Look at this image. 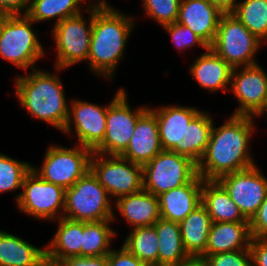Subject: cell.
Here are the masks:
<instances>
[{"instance_id":"1","label":"cell","mask_w":267,"mask_h":266,"mask_svg":"<svg viewBox=\"0 0 267 266\" xmlns=\"http://www.w3.org/2000/svg\"><path fill=\"white\" fill-rule=\"evenodd\" d=\"M253 119L232 114L220 127L213 124L209 143L197 164V174L203 180H218L223 175L255 166L249 152V140L255 129Z\"/></svg>"},{"instance_id":"2","label":"cell","mask_w":267,"mask_h":266,"mask_svg":"<svg viewBox=\"0 0 267 266\" xmlns=\"http://www.w3.org/2000/svg\"><path fill=\"white\" fill-rule=\"evenodd\" d=\"M112 8L106 0L93 3V27L88 54L89 68L112 79L134 27V18Z\"/></svg>"},{"instance_id":"3","label":"cell","mask_w":267,"mask_h":266,"mask_svg":"<svg viewBox=\"0 0 267 266\" xmlns=\"http://www.w3.org/2000/svg\"><path fill=\"white\" fill-rule=\"evenodd\" d=\"M33 68L25 76H16L15 95L28 113L63 131L69 105L59 76Z\"/></svg>"},{"instance_id":"4","label":"cell","mask_w":267,"mask_h":266,"mask_svg":"<svg viewBox=\"0 0 267 266\" xmlns=\"http://www.w3.org/2000/svg\"><path fill=\"white\" fill-rule=\"evenodd\" d=\"M107 190L89 170L72 187L65 189L63 217L81 222L114 220Z\"/></svg>"},{"instance_id":"5","label":"cell","mask_w":267,"mask_h":266,"mask_svg":"<svg viewBox=\"0 0 267 266\" xmlns=\"http://www.w3.org/2000/svg\"><path fill=\"white\" fill-rule=\"evenodd\" d=\"M261 43L233 13H228L221 16L210 48L232 68H237L257 64L255 54Z\"/></svg>"},{"instance_id":"6","label":"cell","mask_w":267,"mask_h":266,"mask_svg":"<svg viewBox=\"0 0 267 266\" xmlns=\"http://www.w3.org/2000/svg\"><path fill=\"white\" fill-rule=\"evenodd\" d=\"M197 175V164L189 157L162 150L142 166L143 189L156 197L189 183Z\"/></svg>"},{"instance_id":"7","label":"cell","mask_w":267,"mask_h":266,"mask_svg":"<svg viewBox=\"0 0 267 266\" xmlns=\"http://www.w3.org/2000/svg\"><path fill=\"white\" fill-rule=\"evenodd\" d=\"M35 22L27 15H11L0 36V57L20 69H32L45 55L42 44L37 39Z\"/></svg>"},{"instance_id":"8","label":"cell","mask_w":267,"mask_h":266,"mask_svg":"<svg viewBox=\"0 0 267 266\" xmlns=\"http://www.w3.org/2000/svg\"><path fill=\"white\" fill-rule=\"evenodd\" d=\"M87 11L90 16L89 23L85 21L83 13H80L53 26L52 32L57 49L55 68L58 71L88 59L93 27V4L87 7Z\"/></svg>"},{"instance_id":"9","label":"cell","mask_w":267,"mask_h":266,"mask_svg":"<svg viewBox=\"0 0 267 266\" xmlns=\"http://www.w3.org/2000/svg\"><path fill=\"white\" fill-rule=\"evenodd\" d=\"M92 154V150L79 144L72 149L53 144L46 150L42 167L32 168L45 181L67 189L90 170Z\"/></svg>"},{"instance_id":"10","label":"cell","mask_w":267,"mask_h":266,"mask_svg":"<svg viewBox=\"0 0 267 266\" xmlns=\"http://www.w3.org/2000/svg\"><path fill=\"white\" fill-rule=\"evenodd\" d=\"M22 189L15 200L18 209L24 214L40 220L57 221L63 217L65 207L63 187L45 181L32 168L24 178Z\"/></svg>"},{"instance_id":"11","label":"cell","mask_w":267,"mask_h":266,"mask_svg":"<svg viewBox=\"0 0 267 266\" xmlns=\"http://www.w3.org/2000/svg\"><path fill=\"white\" fill-rule=\"evenodd\" d=\"M90 170L107 190L109 196L116 199L143 189L142 166L120 155L93 152Z\"/></svg>"},{"instance_id":"12","label":"cell","mask_w":267,"mask_h":266,"mask_svg":"<svg viewBox=\"0 0 267 266\" xmlns=\"http://www.w3.org/2000/svg\"><path fill=\"white\" fill-rule=\"evenodd\" d=\"M109 103L106 134L103 142L93 151L104 155H121L129 145L138 118L148 109L141 106L135 111L129 106L124 89H118Z\"/></svg>"},{"instance_id":"13","label":"cell","mask_w":267,"mask_h":266,"mask_svg":"<svg viewBox=\"0 0 267 266\" xmlns=\"http://www.w3.org/2000/svg\"><path fill=\"white\" fill-rule=\"evenodd\" d=\"M250 221L267 195V178L255 166L223 175L217 180Z\"/></svg>"},{"instance_id":"14","label":"cell","mask_w":267,"mask_h":266,"mask_svg":"<svg viewBox=\"0 0 267 266\" xmlns=\"http://www.w3.org/2000/svg\"><path fill=\"white\" fill-rule=\"evenodd\" d=\"M70 106L63 132L71 135V129L74 127L79 145L94 151L103 142L106 134L109 104L102 107L77 99L73 100Z\"/></svg>"},{"instance_id":"15","label":"cell","mask_w":267,"mask_h":266,"mask_svg":"<svg viewBox=\"0 0 267 266\" xmlns=\"http://www.w3.org/2000/svg\"><path fill=\"white\" fill-rule=\"evenodd\" d=\"M262 69L259 64L233 68L229 91L239 102L234 115L253 117L261 109L267 90V73Z\"/></svg>"},{"instance_id":"16","label":"cell","mask_w":267,"mask_h":266,"mask_svg":"<svg viewBox=\"0 0 267 266\" xmlns=\"http://www.w3.org/2000/svg\"><path fill=\"white\" fill-rule=\"evenodd\" d=\"M222 15L209 0H181L176 22L189 27L210 47Z\"/></svg>"},{"instance_id":"17","label":"cell","mask_w":267,"mask_h":266,"mask_svg":"<svg viewBox=\"0 0 267 266\" xmlns=\"http://www.w3.org/2000/svg\"><path fill=\"white\" fill-rule=\"evenodd\" d=\"M161 151L157 118L148 108L138 118L129 145L120 156L143 166Z\"/></svg>"},{"instance_id":"18","label":"cell","mask_w":267,"mask_h":266,"mask_svg":"<svg viewBox=\"0 0 267 266\" xmlns=\"http://www.w3.org/2000/svg\"><path fill=\"white\" fill-rule=\"evenodd\" d=\"M203 179L197 174L189 183L158 196L160 217L181 222L202 203Z\"/></svg>"},{"instance_id":"19","label":"cell","mask_w":267,"mask_h":266,"mask_svg":"<svg viewBox=\"0 0 267 266\" xmlns=\"http://www.w3.org/2000/svg\"><path fill=\"white\" fill-rule=\"evenodd\" d=\"M157 118L162 150L183 146L184 127L200 112L197 108L166 105L149 108Z\"/></svg>"},{"instance_id":"20","label":"cell","mask_w":267,"mask_h":266,"mask_svg":"<svg viewBox=\"0 0 267 266\" xmlns=\"http://www.w3.org/2000/svg\"><path fill=\"white\" fill-rule=\"evenodd\" d=\"M201 88L210 92L230 89L233 68L210 47L189 68ZM227 88V89H226Z\"/></svg>"},{"instance_id":"21","label":"cell","mask_w":267,"mask_h":266,"mask_svg":"<svg viewBox=\"0 0 267 266\" xmlns=\"http://www.w3.org/2000/svg\"><path fill=\"white\" fill-rule=\"evenodd\" d=\"M115 205L132 228L153 226L161 218L158 197L144 189L119 197Z\"/></svg>"},{"instance_id":"22","label":"cell","mask_w":267,"mask_h":266,"mask_svg":"<svg viewBox=\"0 0 267 266\" xmlns=\"http://www.w3.org/2000/svg\"><path fill=\"white\" fill-rule=\"evenodd\" d=\"M251 239L249 222L212 223L203 256L247 249Z\"/></svg>"},{"instance_id":"23","label":"cell","mask_w":267,"mask_h":266,"mask_svg":"<svg viewBox=\"0 0 267 266\" xmlns=\"http://www.w3.org/2000/svg\"><path fill=\"white\" fill-rule=\"evenodd\" d=\"M84 222L67 218L58 219V229L46 247V259L58 261L81 256Z\"/></svg>"},{"instance_id":"24","label":"cell","mask_w":267,"mask_h":266,"mask_svg":"<svg viewBox=\"0 0 267 266\" xmlns=\"http://www.w3.org/2000/svg\"><path fill=\"white\" fill-rule=\"evenodd\" d=\"M202 204L206 207L212 223L249 222L217 180H203Z\"/></svg>"},{"instance_id":"25","label":"cell","mask_w":267,"mask_h":266,"mask_svg":"<svg viewBox=\"0 0 267 266\" xmlns=\"http://www.w3.org/2000/svg\"><path fill=\"white\" fill-rule=\"evenodd\" d=\"M46 248H38L13 234L0 231V266H38Z\"/></svg>"},{"instance_id":"26","label":"cell","mask_w":267,"mask_h":266,"mask_svg":"<svg viewBox=\"0 0 267 266\" xmlns=\"http://www.w3.org/2000/svg\"><path fill=\"white\" fill-rule=\"evenodd\" d=\"M211 225V217L202 203L179 222L183 246L188 255L205 253Z\"/></svg>"},{"instance_id":"27","label":"cell","mask_w":267,"mask_h":266,"mask_svg":"<svg viewBox=\"0 0 267 266\" xmlns=\"http://www.w3.org/2000/svg\"><path fill=\"white\" fill-rule=\"evenodd\" d=\"M213 124L212 118L200 110L184 127L183 146H176L172 151L189 157L198 164L209 143Z\"/></svg>"},{"instance_id":"28","label":"cell","mask_w":267,"mask_h":266,"mask_svg":"<svg viewBox=\"0 0 267 266\" xmlns=\"http://www.w3.org/2000/svg\"><path fill=\"white\" fill-rule=\"evenodd\" d=\"M153 226L159 239L157 266H171L188 256L178 222L160 218Z\"/></svg>"},{"instance_id":"29","label":"cell","mask_w":267,"mask_h":266,"mask_svg":"<svg viewBox=\"0 0 267 266\" xmlns=\"http://www.w3.org/2000/svg\"><path fill=\"white\" fill-rule=\"evenodd\" d=\"M131 229L122 246L148 266H157L159 239L155 227Z\"/></svg>"},{"instance_id":"30","label":"cell","mask_w":267,"mask_h":266,"mask_svg":"<svg viewBox=\"0 0 267 266\" xmlns=\"http://www.w3.org/2000/svg\"><path fill=\"white\" fill-rule=\"evenodd\" d=\"M86 0H30L26 15L35 23L56 18L55 24L81 12L80 3Z\"/></svg>"},{"instance_id":"31","label":"cell","mask_w":267,"mask_h":266,"mask_svg":"<svg viewBox=\"0 0 267 266\" xmlns=\"http://www.w3.org/2000/svg\"><path fill=\"white\" fill-rule=\"evenodd\" d=\"M113 220L84 222L81 256H104L111 251V240L116 232L110 227Z\"/></svg>"},{"instance_id":"32","label":"cell","mask_w":267,"mask_h":266,"mask_svg":"<svg viewBox=\"0 0 267 266\" xmlns=\"http://www.w3.org/2000/svg\"><path fill=\"white\" fill-rule=\"evenodd\" d=\"M233 14L259 40L267 41V0H243Z\"/></svg>"},{"instance_id":"33","label":"cell","mask_w":267,"mask_h":266,"mask_svg":"<svg viewBox=\"0 0 267 266\" xmlns=\"http://www.w3.org/2000/svg\"><path fill=\"white\" fill-rule=\"evenodd\" d=\"M31 169L29 163L0 153V193L22 189L24 178Z\"/></svg>"},{"instance_id":"34","label":"cell","mask_w":267,"mask_h":266,"mask_svg":"<svg viewBox=\"0 0 267 266\" xmlns=\"http://www.w3.org/2000/svg\"><path fill=\"white\" fill-rule=\"evenodd\" d=\"M181 0H143L146 15L161 26L177 21Z\"/></svg>"},{"instance_id":"35","label":"cell","mask_w":267,"mask_h":266,"mask_svg":"<svg viewBox=\"0 0 267 266\" xmlns=\"http://www.w3.org/2000/svg\"><path fill=\"white\" fill-rule=\"evenodd\" d=\"M162 27L164 30L166 29L171 36L173 44L181 51L186 48L194 47L196 44L204 48V50L209 48V46L187 26L174 22Z\"/></svg>"},{"instance_id":"36","label":"cell","mask_w":267,"mask_h":266,"mask_svg":"<svg viewBox=\"0 0 267 266\" xmlns=\"http://www.w3.org/2000/svg\"><path fill=\"white\" fill-rule=\"evenodd\" d=\"M209 266H252L250 248L206 256Z\"/></svg>"},{"instance_id":"37","label":"cell","mask_w":267,"mask_h":266,"mask_svg":"<svg viewBox=\"0 0 267 266\" xmlns=\"http://www.w3.org/2000/svg\"><path fill=\"white\" fill-rule=\"evenodd\" d=\"M252 238H267V195L256 214L249 221Z\"/></svg>"},{"instance_id":"38","label":"cell","mask_w":267,"mask_h":266,"mask_svg":"<svg viewBox=\"0 0 267 266\" xmlns=\"http://www.w3.org/2000/svg\"><path fill=\"white\" fill-rule=\"evenodd\" d=\"M108 266H148L131 254L123 246L119 250H111L107 255Z\"/></svg>"},{"instance_id":"39","label":"cell","mask_w":267,"mask_h":266,"mask_svg":"<svg viewBox=\"0 0 267 266\" xmlns=\"http://www.w3.org/2000/svg\"><path fill=\"white\" fill-rule=\"evenodd\" d=\"M52 262L58 266H108L107 255L70 257Z\"/></svg>"},{"instance_id":"40","label":"cell","mask_w":267,"mask_h":266,"mask_svg":"<svg viewBox=\"0 0 267 266\" xmlns=\"http://www.w3.org/2000/svg\"><path fill=\"white\" fill-rule=\"evenodd\" d=\"M249 248L251 265L267 266V238H252Z\"/></svg>"},{"instance_id":"41","label":"cell","mask_w":267,"mask_h":266,"mask_svg":"<svg viewBox=\"0 0 267 266\" xmlns=\"http://www.w3.org/2000/svg\"><path fill=\"white\" fill-rule=\"evenodd\" d=\"M30 0H0V9H3L11 15H26Z\"/></svg>"},{"instance_id":"42","label":"cell","mask_w":267,"mask_h":266,"mask_svg":"<svg viewBox=\"0 0 267 266\" xmlns=\"http://www.w3.org/2000/svg\"><path fill=\"white\" fill-rule=\"evenodd\" d=\"M171 266H209L203 255H188L181 261Z\"/></svg>"},{"instance_id":"43","label":"cell","mask_w":267,"mask_h":266,"mask_svg":"<svg viewBox=\"0 0 267 266\" xmlns=\"http://www.w3.org/2000/svg\"><path fill=\"white\" fill-rule=\"evenodd\" d=\"M223 14L233 13L237 7V0H209Z\"/></svg>"},{"instance_id":"44","label":"cell","mask_w":267,"mask_h":266,"mask_svg":"<svg viewBox=\"0 0 267 266\" xmlns=\"http://www.w3.org/2000/svg\"><path fill=\"white\" fill-rule=\"evenodd\" d=\"M11 14L8 13L7 11L0 9V36L3 30V27L5 25V23L8 21V19L10 18Z\"/></svg>"},{"instance_id":"45","label":"cell","mask_w":267,"mask_h":266,"mask_svg":"<svg viewBox=\"0 0 267 266\" xmlns=\"http://www.w3.org/2000/svg\"><path fill=\"white\" fill-rule=\"evenodd\" d=\"M263 113H265L267 115V90H266V97H265V100H264V103L261 107V109L253 116L256 117V116H260V115H263Z\"/></svg>"},{"instance_id":"46","label":"cell","mask_w":267,"mask_h":266,"mask_svg":"<svg viewBox=\"0 0 267 266\" xmlns=\"http://www.w3.org/2000/svg\"><path fill=\"white\" fill-rule=\"evenodd\" d=\"M38 266H58L55 262L49 261L46 258Z\"/></svg>"}]
</instances>
